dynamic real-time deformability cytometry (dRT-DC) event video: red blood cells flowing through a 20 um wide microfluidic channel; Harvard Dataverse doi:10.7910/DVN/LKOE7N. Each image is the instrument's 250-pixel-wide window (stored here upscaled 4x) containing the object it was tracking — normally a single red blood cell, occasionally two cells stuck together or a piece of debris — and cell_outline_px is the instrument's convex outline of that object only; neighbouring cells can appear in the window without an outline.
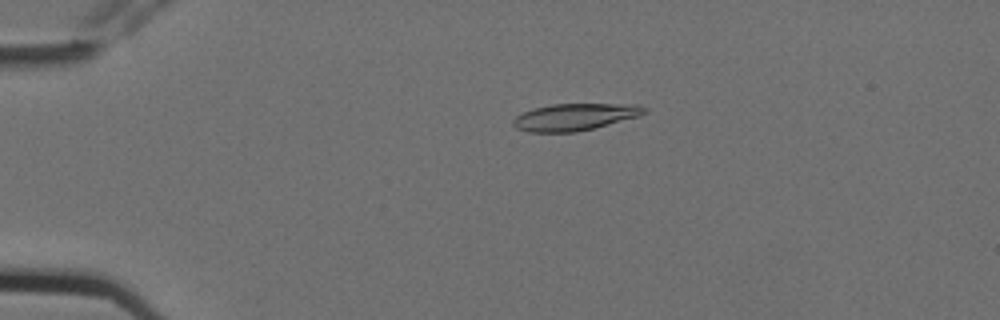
{"species": "Egyptian fruit bat (a non-hibernating species)", "species_latin": "Rousettus aegyptiacus", "temperature_condition": "cold", "stored_images_in_passage": 2, "camera_frame_rate_fps": 3000, "um_per_image_px": 0.085, "animal": {"sex": "female"}, "frame": {"image": 1, "passage_image": 1, "time_ms": 0.0, "image_size_px": [1000, 320], "cell_outline_px": [[648, 108], [640, 116], [596, 128], [576, 132], [528, 132], [516, 128], [512, 124], [512, 120], [516, 116], [532, 108], [552, 104], [636, 104]], "centroid_in_image_um": [48.85, 9.94], "position_along_channel_um": 36.1, "area_um2": 20.75}}